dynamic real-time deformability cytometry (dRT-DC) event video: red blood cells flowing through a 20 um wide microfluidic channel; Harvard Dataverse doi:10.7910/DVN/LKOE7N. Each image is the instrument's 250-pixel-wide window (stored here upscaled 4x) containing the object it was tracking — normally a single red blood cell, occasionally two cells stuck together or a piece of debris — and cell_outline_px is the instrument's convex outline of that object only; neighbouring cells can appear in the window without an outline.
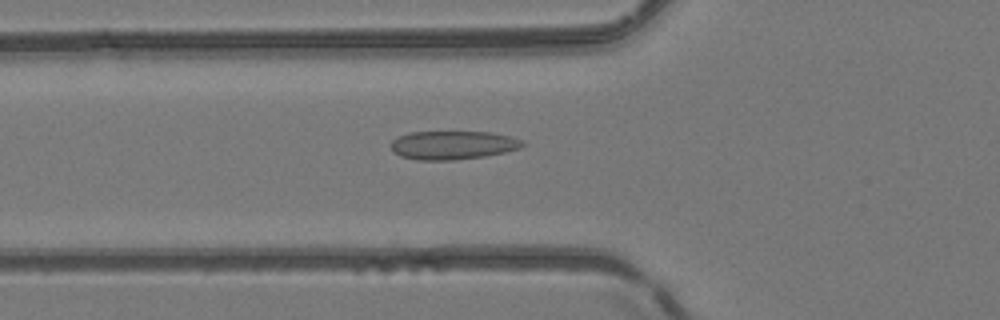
{"species": "common noctule bat (a hibernating species)", "species_latin": "Nyctalus noctula", "temperature_condition": "room temperature", "stored_images_in_passage": 51, "camera_frame_rate_fps": 3000, "um_per_image_px": 0.085, "animal": {"sex": "female", "body_mass_g": 24.6, "forearm_length_mm": 56.2}, "frame": {"image": 1, "passage_image": 19, "time_ms": 6.0, "image_size_px": [1000, 320], "cell_outline_px": [[524, 144], [520, 148], [504, 152], [484, 156], [452, 160], [416, 160], [400, 156], [392, 152], [392, 140], [408, 132], [492, 132], [524, 140]], "centroid_in_image_um": [38.47, 12.33], "position_along_channel_um": 87.3, "area_um2": 21.85}}
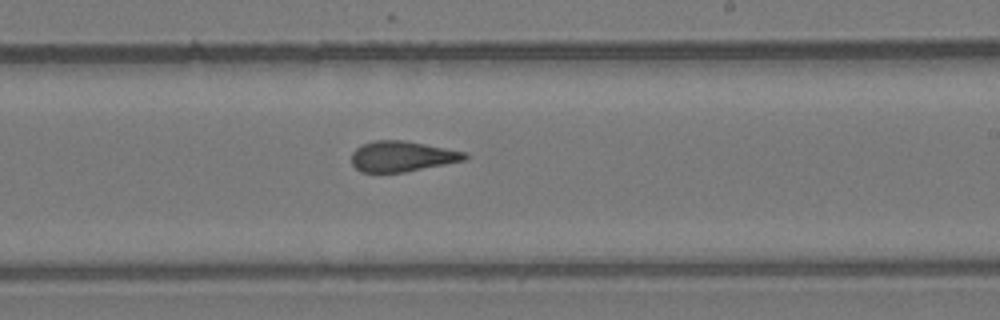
{"frame": {"image": 2, "passage_image": 31, "time_ms": 10.0, "image_size_px": [1000, 320], "cell_outline_px": [[468, 156], [464, 160], [404, 172], [360, 172], [352, 164], [352, 152], [360, 144], [376, 140], [404, 140], [464, 152]], "centroid_in_image_um": [34.11, 13.28], "position_along_channel_um": 254.9, "area_um2": 19.88}}
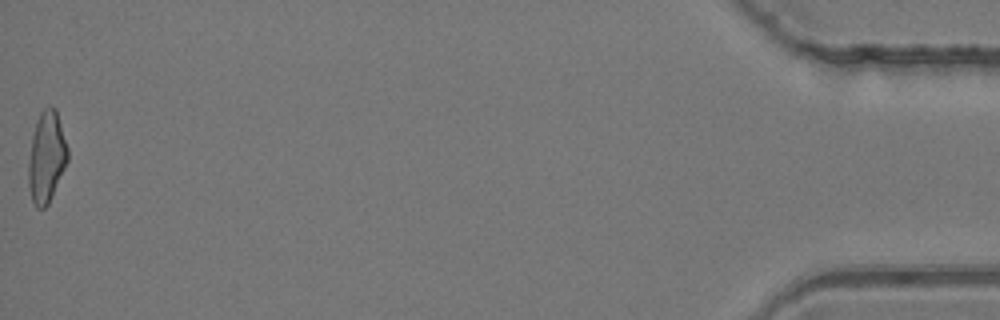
{"frame": {"image": 3, "passage_image": 51, "time_ms": 16.667, "image_size_px": [1000, 320], "cell_outline_px": [[68, 160], [48, 204], [44, 208], [36, 208], [32, 200], [28, 184], [28, 164], [32, 136], [36, 120], [40, 112], [44, 108], [56, 108], [68, 148]], "centroid_in_image_um": [3.95, 13.34], "position_along_channel_um": 431.3, "area_um2": 20.69}, "authors_computed_cell_mechanics": {"area_um2": 21.097, "velocity_mm_per_s": 4.1719, "shape_relaxation_time_tau1_ms": 11.0704, "shape_relaxation_time_tau2_ms": 1.272, "deformation_change_tau1": 0.219, "deformation_change_tau2": 0.0704}}